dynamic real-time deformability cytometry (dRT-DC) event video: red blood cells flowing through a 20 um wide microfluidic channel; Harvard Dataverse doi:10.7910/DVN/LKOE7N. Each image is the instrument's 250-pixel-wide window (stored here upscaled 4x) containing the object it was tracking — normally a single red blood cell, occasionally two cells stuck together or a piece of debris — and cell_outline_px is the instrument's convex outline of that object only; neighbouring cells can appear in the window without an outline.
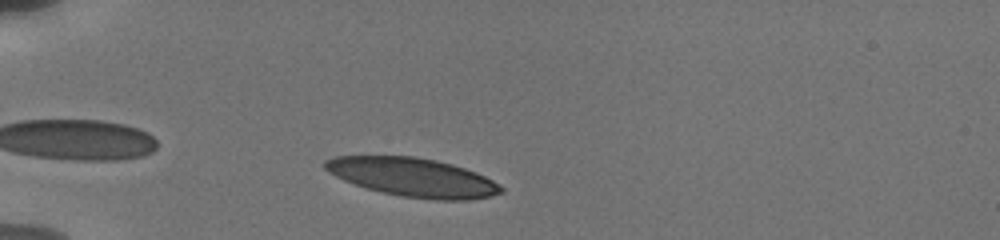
{"species": "human", "species_latin": "Homo sapiens", "temperature_condition": "cold", "stored_images_in_passage": 27, "camera_frame_rate_fps": 3000, "um_per_image_px": 0.085, "donor": {"sex": "male"}, "frame": {"image": 1, "passage_image": 7, "time_ms": 1.333, "image_size_px": [1000, 240], "cell_outline_px": [[504, 192], [488, 196], [468, 200], [436, 200], [400, 196], [380, 192], [344, 180], [328, 172], [324, 168], [324, 160], [332, 156], [412, 156], [436, 160], [452, 164], [476, 172], [500, 184], [504, 188]], "centroid_in_image_um": [35.09, 15.07], "position_along_channel_um": 49.9, "area_um2": 39.65}}
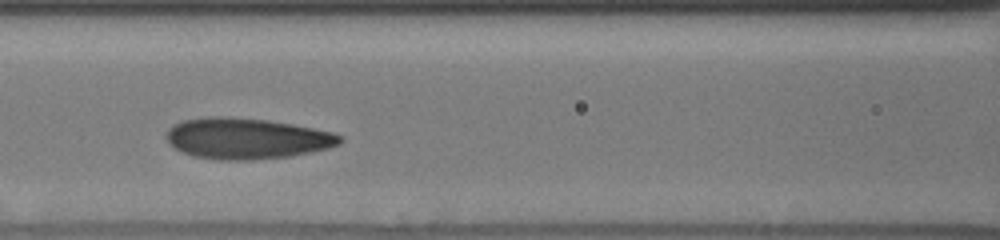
{"frame": {"image": 2, "passage_image": 21, "time_ms": 4.667, "image_size_px": [1000, 240], "cell_outline_px": [[344, 140], [340, 144], [328, 148], [288, 156], [248, 160], [220, 160], [192, 156], [168, 144], [164, 136], [168, 128], [172, 124], [184, 120], [208, 116], [228, 116], [268, 120], [292, 124], [332, 132], [344, 136]], "centroid_in_image_um": [20.92, 11.76], "position_along_channel_um": 145.7, "area_um2": 41.62}}
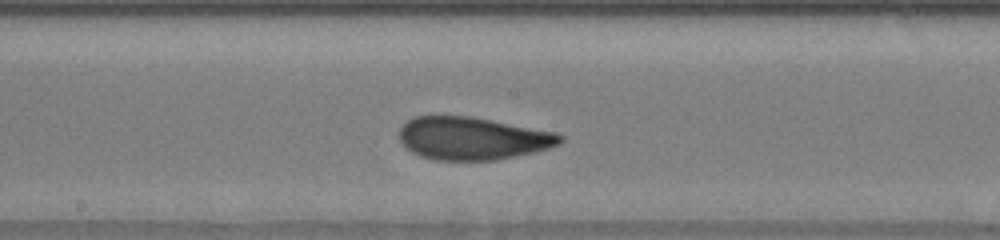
{"frame": {"image": 3, "passage_image": 26, "time_ms": 6.333, "image_size_px": [1000, 240], "cell_outline_px": [[564, 140], [560, 144], [548, 148], [532, 152], [496, 160], [436, 160], [420, 156], [412, 152], [400, 140], [400, 128], [408, 120], [416, 116], [472, 116], [556, 132], [564, 136]], "centroid_in_image_um": [40.19, 11.75], "position_along_channel_um": 208.0, "area_um2": 39.94}}